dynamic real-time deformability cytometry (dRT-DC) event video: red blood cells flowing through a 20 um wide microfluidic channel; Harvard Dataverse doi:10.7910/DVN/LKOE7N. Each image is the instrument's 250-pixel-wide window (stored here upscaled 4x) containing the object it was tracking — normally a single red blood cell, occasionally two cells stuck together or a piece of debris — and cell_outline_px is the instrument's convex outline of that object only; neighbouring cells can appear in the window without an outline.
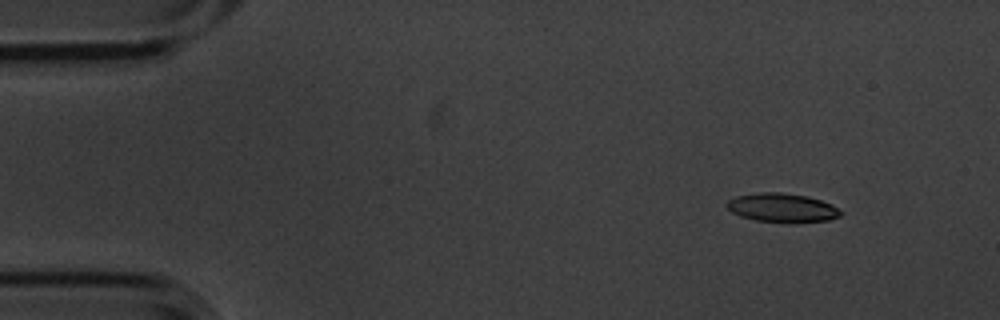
{"species": "common noctule bat (a hibernating species)", "species_latin": "Nyctalus noctula", "temperature_condition": "cold", "stored_images_in_passage": 5, "camera_frame_rate_fps": 3000, "um_per_image_px": 0.085, "animal": {"sex": "male", "body_mass_g": 20.1, "forearm_length_mm": 53.5}, "frame": {"image": 1, "passage_image": 1, "time_ms": 0.0, "image_size_px": [1000, 320], "cell_outline_px": [[840, 216], [828, 220], [756, 220], [740, 216], [732, 212], [724, 204], [728, 200], [736, 196], [756, 192], [784, 192], [808, 196], [832, 204], [840, 212]], "centroid_in_image_um": [66.41, 17.6], "position_along_channel_um": 18.6, "area_um2": 18.44}}
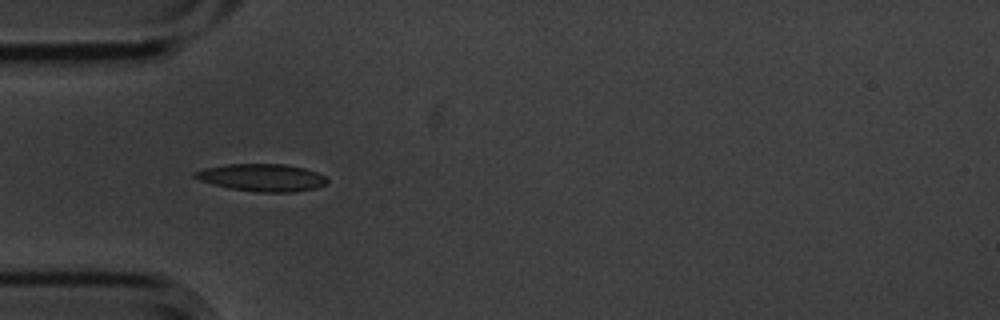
{"frame": {"image": 2, "passage_image": 4, "time_ms": 1.0, "image_size_px": [1000, 320], "cell_outline_px": [[328, 184], [316, 188], [292, 192], [256, 192], [232, 188], [200, 180], [192, 176], [192, 172], [204, 168], [224, 164], [284, 164], [304, 168], [316, 172], [324, 176], [328, 180]], "centroid_in_image_um": [22.28, 15.08], "position_along_channel_um": 62.7, "area_um2": 21.04}}
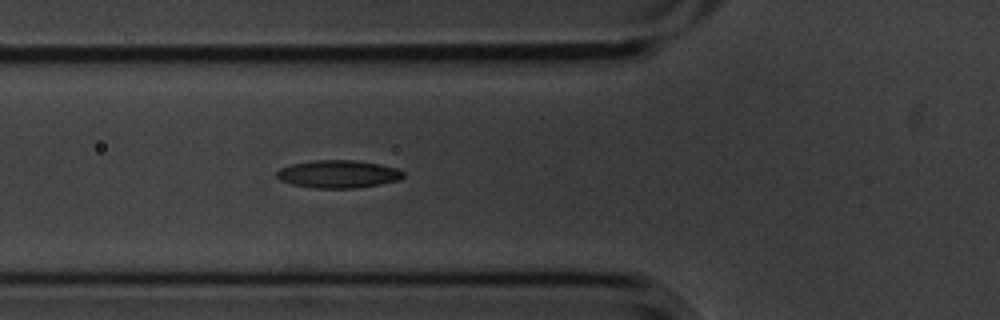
{"frame": {"image": 3, "passage_image": 5, "time_ms": 1.333, "image_size_px": [1000, 320], "cell_outline_px": [[404, 176], [400, 180], [356, 188], [316, 188], [292, 184], [280, 180], [276, 176], [276, 172], [280, 168], [292, 164], [312, 160], [352, 160], [380, 164], [396, 168], [404, 172]], "centroid_in_image_um": [28.74, 14.79], "position_along_channel_um": 97.1, "area_um2": 20.4}}